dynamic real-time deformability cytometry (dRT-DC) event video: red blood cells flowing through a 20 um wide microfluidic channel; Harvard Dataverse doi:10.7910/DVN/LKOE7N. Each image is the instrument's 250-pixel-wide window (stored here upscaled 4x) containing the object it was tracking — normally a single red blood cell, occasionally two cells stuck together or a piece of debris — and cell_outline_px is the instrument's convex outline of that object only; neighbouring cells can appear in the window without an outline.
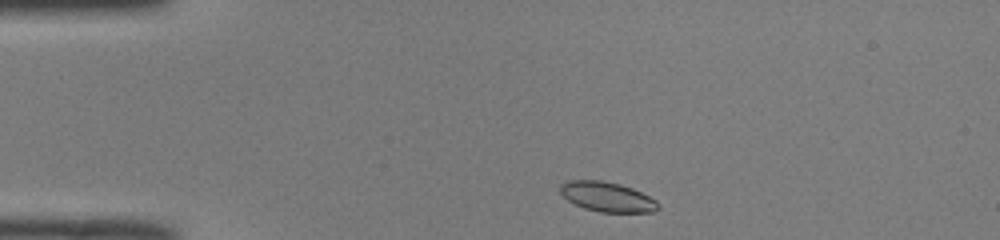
{"species": "common noctule bat (a hibernating species)", "species_latin": "Nyctalus noctula", "temperature_condition": "room temperature", "stored_images_in_passage": 41, "camera_frame_rate_fps": 3000, "um_per_image_px": 0.085, "animal": {"sex": "male", "body_mass_g": 19.0, "forearm_length_mm": 50.8}, "frame": {"image": 1, "passage_image": 1, "time_ms": 0.0, "image_size_px": [1000, 240], "cell_outline_px": [[660, 208], [652, 212], [600, 212], [584, 208], [568, 200], [560, 192], [560, 184], [568, 180], [600, 180], [620, 184], [632, 188], [656, 200], [660, 204]], "centroid_in_image_um": [51.62, 16.73], "position_along_channel_um": 33.4, "area_um2": 16.94}}
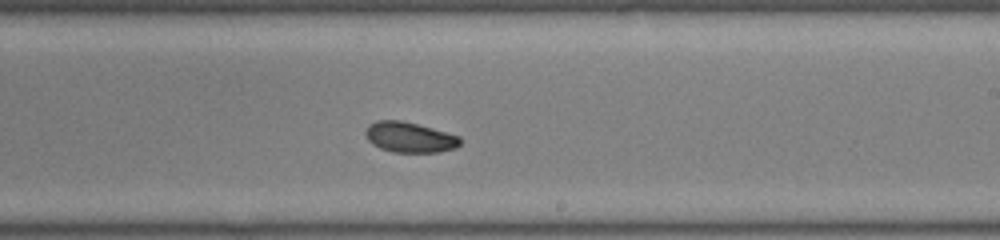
{"frame": {"image": 2, "passage_image": 21, "time_ms": 6.667, "image_size_px": [1000, 240], "cell_outline_px": [[464, 140], [456, 148], [440, 152], [392, 152], [380, 148], [372, 144], [368, 140], [364, 132], [368, 124], [376, 120], [400, 120], [432, 128], [460, 136]], "centroid_in_image_um": [34.82, 11.67], "position_along_channel_um": 254.2, "area_um2": 16.94}}
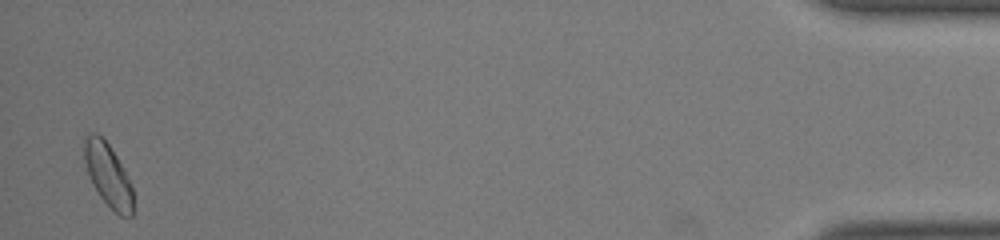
{"frame": {"image": 3, "passage_image": 40, "time_ms": 13.0, "image_size_px": [1000, 240], "cell_outline_px": [[132, 216], [120, 216], [100, 196], [92, 184], [84, 160], [84, 136], [92, 132], [96, 132], [108, 144], [116, 156], [128, 176], [132, 188]], "centroid_in_image_um": [9.17, 14.84], "position_along_channel_um": 426.0, "area_um2": 17.57}, "authors_computed_cell_mechanics": {"area_um2": 17.2822, "velocity_mm_per_s": 4.0449, "shape_relaxation_time_tau1_ms": 1.7636, "shape_relaxation_time_tau2_ms": 9.3197, "deformation_change_tau1": 0.0938, "deformation_change_tau2": 0.1371}}